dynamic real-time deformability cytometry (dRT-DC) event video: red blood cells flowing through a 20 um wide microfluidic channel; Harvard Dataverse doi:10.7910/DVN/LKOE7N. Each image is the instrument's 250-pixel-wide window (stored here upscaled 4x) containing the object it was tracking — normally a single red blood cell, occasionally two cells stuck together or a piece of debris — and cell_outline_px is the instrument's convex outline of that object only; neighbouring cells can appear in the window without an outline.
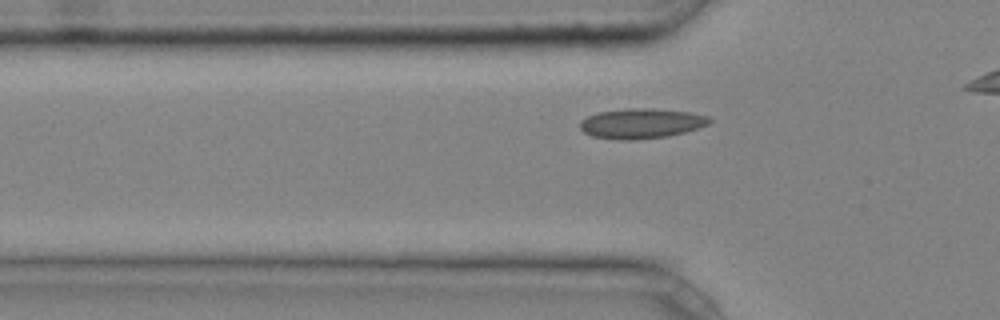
{"species": "common noctule bat (a hibernating species)", "species_latin": "Nyctalus noctula", "temperature_condition": "cold", "stored_images_in_passage": 14, "camera_frame_rate_fps": 3000, "um_per_image_px": 0.085, "animal": {"sex": "male", "body_mass_g": 20.4}, "frame": {"image": 1, "passage_image": 8, "time_ms": 2.333, "image_size_px": [1000, 320], "cell_outline_px": [[712, 120], [708, 124], [684, 132], [668, 136], [632, 140], [616, 140], [592, 136], [584, 132], [580, 128], [580, 120], [596, 112], [628, 108], [652, 108], [688, 112], [708, 116]], "centroid_in_image_um": [54.46, 10.49], "position_along_channel_um": 71.3, "area_um2": 22.66}}